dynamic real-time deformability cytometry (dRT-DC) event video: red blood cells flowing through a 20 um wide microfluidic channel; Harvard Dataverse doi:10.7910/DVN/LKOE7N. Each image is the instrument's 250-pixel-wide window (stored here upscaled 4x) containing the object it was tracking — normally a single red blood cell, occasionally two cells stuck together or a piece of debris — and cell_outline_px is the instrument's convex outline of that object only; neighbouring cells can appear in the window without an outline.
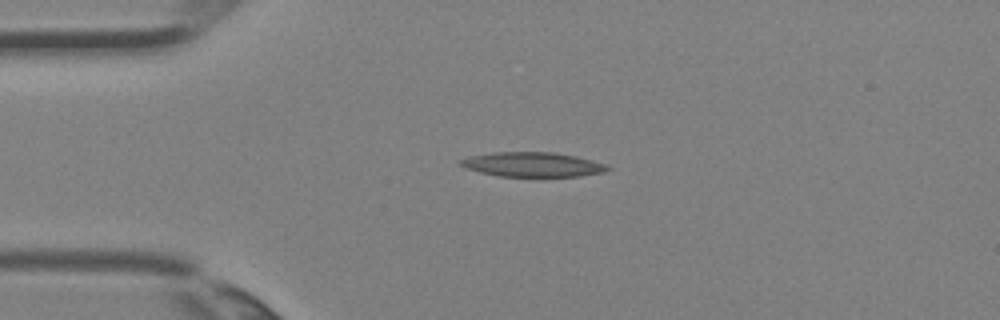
{"species": "Egyptian fruit bat (a non-hibernating species)", "species_latin": "Rousettus aegyptiacus", "temperature_condition": "room temperature", "stored_images_in_passage": 3, "camera_frame_rate_fps": 3000, "um_per_image_px": 0.085, "animal": {"sex": "female"}, "frame": {"image": 1, "passage_image": 2, "time_ms": 0.333, "image_size_px": [1000, 320], "cell_outline_px": [[612, 168], [604, 172], [580, 176], [496, 176], [464, 168], [456, 164], [456, 160], [468, 156], [492, 152], [552, 152], [576, 156], [608, 164]], "centroid_in_image_um": [45.21, 13.97], "position_along_channel_um": 39.8, "area_um2": 21.39}}